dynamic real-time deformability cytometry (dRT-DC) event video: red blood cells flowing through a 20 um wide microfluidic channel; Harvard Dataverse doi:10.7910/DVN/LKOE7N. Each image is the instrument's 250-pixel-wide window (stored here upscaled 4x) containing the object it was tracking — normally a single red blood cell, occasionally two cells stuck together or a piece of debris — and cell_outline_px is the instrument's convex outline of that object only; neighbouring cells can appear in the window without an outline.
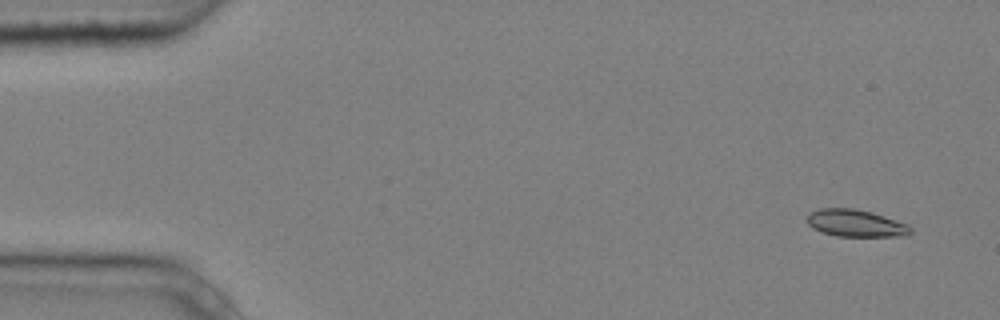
{"species": "common noctule bat (a hibernating species)", "species_latin": "Nyctalus noctula", "temperature_condition": "cold", "stored_images_in_passage": 6, "camera_frame_rate_fps": 3000, "um_per_image_px": 0.085, "animal": {"sex": "male", "body_mass_g": 20.4}, "frame": {"image": 1, "passage_image": 6, "time_ms": 1.667, "image_size_px": [1000, 320], "cell_outline_px": [[912, 232], [908, 236], [836, 236], [820, 232], [812, 228], [808, 224], [808, 212], [820, 208], [852, 208], [872, 212], [908, 224], [912, 228]], "centroid_in_image_um": [72.73, 18.97], "position_along_channel_um": 12.3, "area_um2": 16.53}}